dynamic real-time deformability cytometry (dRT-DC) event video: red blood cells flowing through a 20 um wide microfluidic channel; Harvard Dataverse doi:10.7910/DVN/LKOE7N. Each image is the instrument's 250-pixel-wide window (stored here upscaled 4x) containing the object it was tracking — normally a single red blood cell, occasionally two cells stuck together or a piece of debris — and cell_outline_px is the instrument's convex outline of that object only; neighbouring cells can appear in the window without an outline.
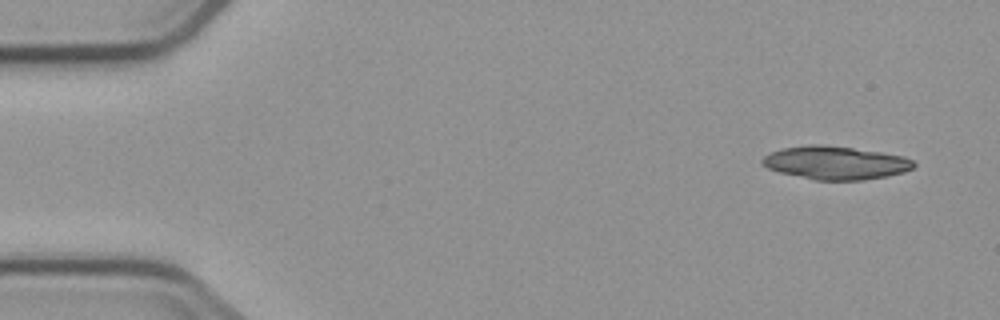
{"species": "common noctule bat (a hibernating species)", "species_latin": "Nyctalus noctula", "temperature_condition": "cold", "stored_images_in_passage": 6, "segment_of_instrument_passage": [2, 2], "camera_frame_rate_fps": 3000, "um_per_image_px": 0.085, "animal": {"sex": "male", "body_mass_g": 23.1, "forearm_length_mm": 52.7}, "frame": {"image": 1, "passage_image": 6, "time_ms": 6.0, "image_size_px": [1000, 320], "cell_outline_px": [[916, 164], [912, 168], [904, 172], [888, 176], [864, 180], [816, 180], [780, 172], [768, 168], [760, 164], [760, 160], [764, 156], [772, 152], [784, 148], [808, 144], [824, 144], [880, 152], [904, 156], [912, 160]], "centroid_in_image_um": [71.02, 13.83], "position_along_channel_um": 14.0, "area_um2": 29.3}}